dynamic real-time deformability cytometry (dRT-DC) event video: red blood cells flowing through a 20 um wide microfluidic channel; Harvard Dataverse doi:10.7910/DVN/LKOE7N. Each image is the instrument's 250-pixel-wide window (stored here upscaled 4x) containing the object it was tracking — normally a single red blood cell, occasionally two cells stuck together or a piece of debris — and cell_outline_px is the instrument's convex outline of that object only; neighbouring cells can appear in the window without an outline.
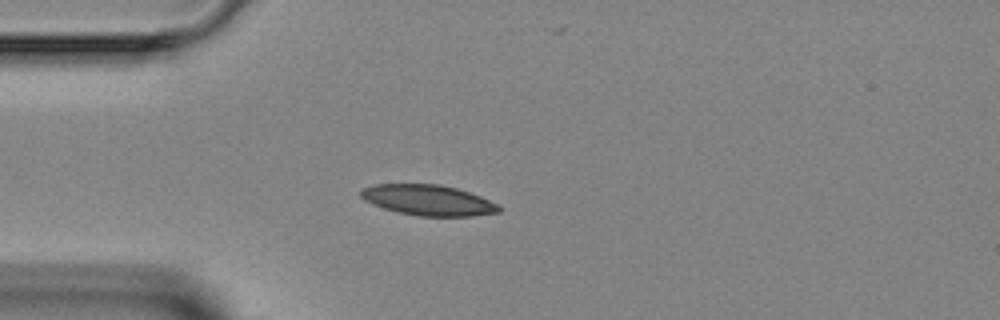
{"species": "Egyptian fruit bat (a non-hibernating species)", "species_latin": "Rousettus aegyptiacus", "temperature_condition": "room temperature", "stored_images_in_passage": 1, "camera_frame_rate_fps": 3000, "um_per_image_px": 0.085, "animal": {"sex": "female"}, "frame": {"image": 1, "passage_image": 1, "time_ms": 0.0, "image_size_px": [1000, 320], "cell_outline_px": [[500, 212], [472, 216], [420, 216], [396, 212], [384, 208], [364, 200], [360, 196], [360, 188], [376, 184], [440, 184], [456, 188], [480, 196], [500, 204]], "centroid_in_image_um": [36.39, 17.01], "position_along_channel_um": 48.6, "area_um2": 24.68}}